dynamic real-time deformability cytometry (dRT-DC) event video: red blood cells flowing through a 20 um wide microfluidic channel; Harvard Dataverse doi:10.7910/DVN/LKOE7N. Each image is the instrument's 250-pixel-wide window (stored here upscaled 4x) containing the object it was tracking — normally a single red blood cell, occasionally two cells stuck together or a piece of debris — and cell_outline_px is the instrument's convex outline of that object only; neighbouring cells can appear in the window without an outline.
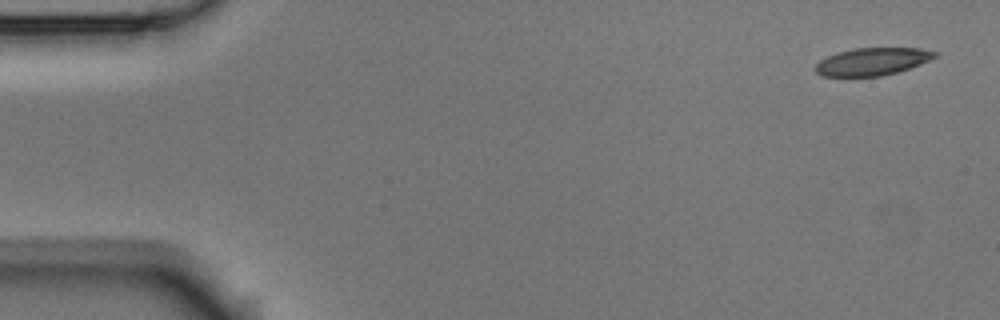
{"species": "Egyptian fruit bat (a non-hibernating species)", "species_latin": "Rousettus aegyptiacus", "temperature_condition": "room temperature", "stored_images_in_passage": 2, "camera_frame_rate_fps": 3000, "um_per_image_px": 0.085, "animal": {"sex": "male"}, "frame": {"image": 1, "passage_image": 1, "time_ms": 0.0, "image_size_px": [1000, 320], "cell_outline_px": [[940, 56], [920, 64], [896, 72], [880, 76], [820, 76], [816, 72], [816, 64], [820, 60], [828, 56], [840, 52], [856, 48], [920, 48], [940, 52]], "centroid_in_image_um": [74.2, 5.22], "position_along_channel_um": 10.8, "area_um2": 19.07}}